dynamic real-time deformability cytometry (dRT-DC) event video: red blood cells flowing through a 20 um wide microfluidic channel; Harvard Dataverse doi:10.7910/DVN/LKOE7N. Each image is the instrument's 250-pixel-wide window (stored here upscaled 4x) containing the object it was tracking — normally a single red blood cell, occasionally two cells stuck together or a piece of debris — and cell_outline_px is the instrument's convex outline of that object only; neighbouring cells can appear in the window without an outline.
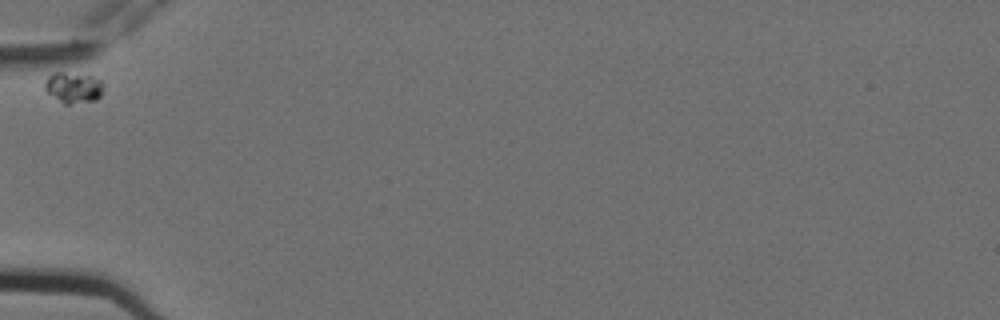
{"species": "Egyptian fruit bat (a non-hibernating species)", "species_latin": "Rousettus aegyptiacus", "temperature_condition": "cold", "stored_images_in_passage": 3, "camera_frame_rate_fps": 3000, "um_per_image_px": 0.085, "animal": {"sex": "female"}, "frame": {"image": 1, "passage_image": 1, "time_ms": 0.0, "image_size_px": [1000, 320], "cell_outline_px": [[104, 84], [100, 96], [96, 100], [68, 104], [64, 104], [48, 92], [44, 88], [44, 84], [48, 76], [52, 72], [64, 72], [92, 76], [100, 80]], "centroid_in_image_um": [6.24, 7.43], "position_along_channel_um": 78.8, "area_um2": 10.46}}